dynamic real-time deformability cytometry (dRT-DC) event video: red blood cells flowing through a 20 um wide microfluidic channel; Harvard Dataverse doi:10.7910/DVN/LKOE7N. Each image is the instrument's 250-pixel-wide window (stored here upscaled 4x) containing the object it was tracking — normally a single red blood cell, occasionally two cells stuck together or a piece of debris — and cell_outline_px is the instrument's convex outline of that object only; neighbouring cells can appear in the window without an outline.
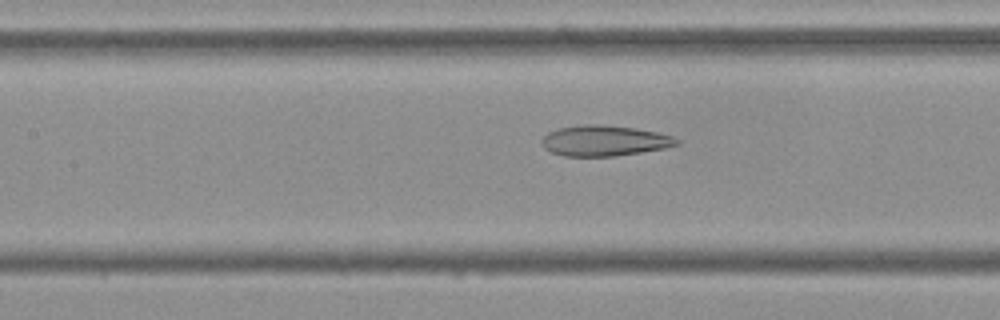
{"species": "Egyptian fruit bat (a non-hibernating species)", "species_latin": "Rousettus aegyptiacus", "temperature_condition": "cold", "stored_images_in_passage": 53, "camera_frame_rate_fps": 3000, "um_per_image_px": 0.085, "frame": {"image": 1, "passage_image": 23, "time_ms": 7.333, "image_size_px": [1000, 320], "cell_outline_px": [[680, 144], [664, 148], [616, 156], [564, 156], [552, 152], [544, 148], [540, 144], [540, 140], [548, 132], [560, 128], [584, 124], [596, 124], [636, 128], [656, 132], [672, 136], [680, 140]], "centroid_in_image_um": [51.35, 11.96], "position_along_channel_um": 156.0, "area_um2": 24.04}}
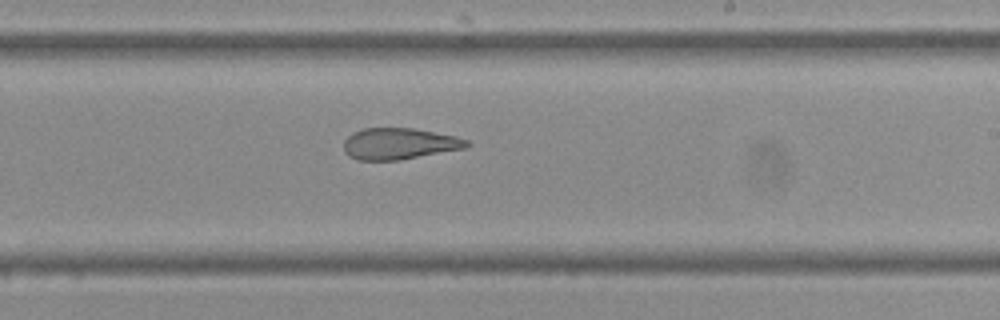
{"frame": {"image": 2, "passage_image": 31, "time_ms": 10.0, "image_size_px": [1000, 320], "cell_outline_px": [[472, 144], [468, 148], [400, 160], [360, 160], [348, 156], [344, 152], [344, 140], [352, 132], [364, 128], [412, 128], [456, 136], [468, 140]], "centroid_in_image_um": [33.96, 12.22], "position_along_channel_um": 255.0, "area_um2": 22.72}}
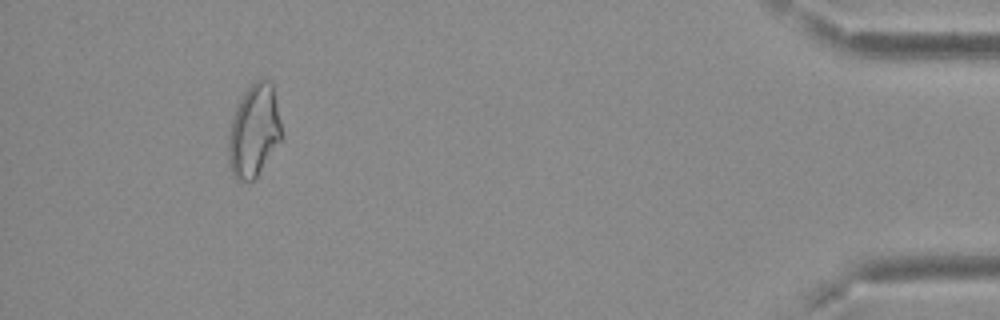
{"frame": {"image": 3, "passage_image": 49, "time_ms": 16.0, "image_size_px": [1000, 320], "cell_outline_px": [[284, 136], [256, 176], [252, 180], [236, 180], [232, 176], [228, 164], [228, 136], [232, 120], [236, 108], [244, 92], [256, 80], [272, 80]], "centroid_in_image_um": [21.6, 11.12], "position_along_channel_um": 413.6, "area_um2": 28.73}, "authors_computed_cell_mechanics": {"area_um2": 27.6284, "velocity_mm_per_s": 3.7206, "shape_relaxation_time_tau1_ms": null, "shape_relaxation_time_tau2_ms": 3.0428, "deformation_change_tau1": null, "deformation_change_tau2": 0.109}}